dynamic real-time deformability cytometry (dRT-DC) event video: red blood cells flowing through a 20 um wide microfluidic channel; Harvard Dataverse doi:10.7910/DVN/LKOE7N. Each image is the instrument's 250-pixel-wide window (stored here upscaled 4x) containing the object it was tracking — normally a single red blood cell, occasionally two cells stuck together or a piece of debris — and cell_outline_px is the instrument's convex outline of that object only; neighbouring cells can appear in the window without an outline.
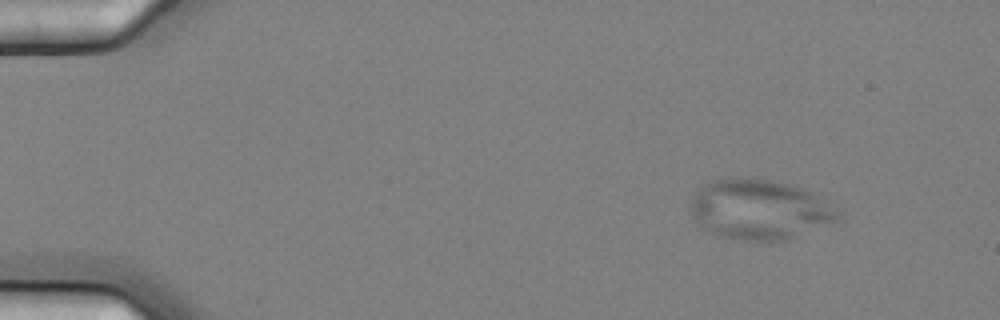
{"species": "common noctule bat (a hibernating species)", "species_latin": "Nyctalus noctula", "temperature_condition": "cold", "stored_images_in_passage": 4, "camera_frame_rate_fps": 3000, "um_per_image_px": 0.085, "animal": {"sex": "female", "body_mass_g": 25.1}, "frame": {"image": 1, "passage_image": 1, "time_ms": 0.0, "image_size_px": [1000, 320], "cell_outline_px": [[836, 216], [832, 224], [784, 240], [740, 240], [724, 236], [712, 232], [700, 224], [696, 220], [692, 212], [692, 196], [704, 184], [712, 180], [772, 180], [788, 184], [800, 188], [808, 192], [836, 212]], "centroid_in_image_um": [64.5, 17.84], "position_along_channel_um": 20.5, "area_um2": 49.3}}